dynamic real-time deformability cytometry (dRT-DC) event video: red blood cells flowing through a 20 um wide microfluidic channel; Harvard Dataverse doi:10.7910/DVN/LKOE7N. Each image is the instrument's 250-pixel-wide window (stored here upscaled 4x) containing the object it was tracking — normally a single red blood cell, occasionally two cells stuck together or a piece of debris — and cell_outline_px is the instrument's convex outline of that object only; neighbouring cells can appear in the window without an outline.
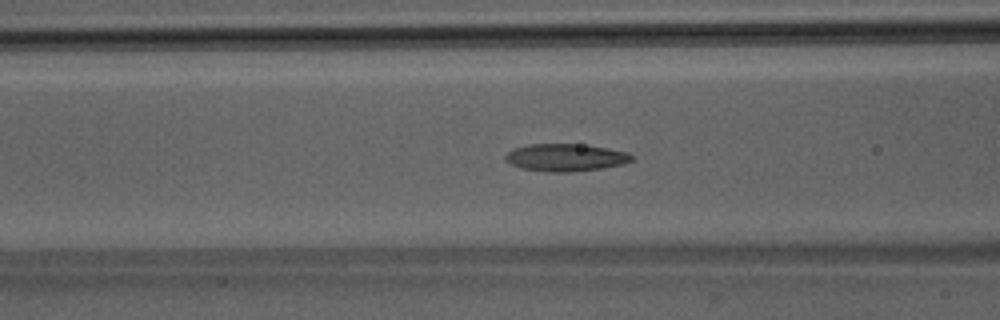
{"species": "Egyptian fruit bat (a non-hibernating species)", "species_latin": "Rousettus aegyptiacus", "temperature_condition": "room temperature", "stored_images_in_passage": 50, "camera_frame_rate_fps": 3000, "um_per_image_px": 0.085, "animal": {"sex": "male"}, "frame": {"image": 1, "passage_image": 20, "time_ms": 6.333, "image_size_px": [1000, 320], "cell_outline_px": [[632, 160], [624, 164], [600, 168], [572, 172], [548, 172], [520, 168], [504, 160], [504, 156], [508, 152], [516, 148], [528, 144], [580, 144], [628, 152], [632, 156]], "centroid_in_image_um": [48.04, 13.39], "position_along_channel_um": 118.6, "area_um2": 20.06}}
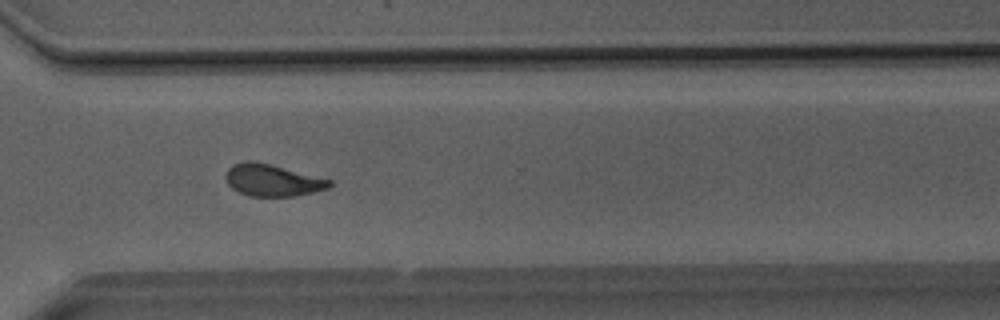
{"frame": {"image": 2, "passage_image": 37, "time_ms": 12.0, "image_size_px": [1000, 320], "cell_outline_px": [[332, 184], [328, 188], [312, 192], [292, 196], [252, 196], [240, 192], [232, 188], [228, 184], [224, 176], [228, 168], [232, 164], [248, 160], [252, 160], [332, 180]], "centroid_in_image_um": [23.11, 15.31], "position_along_channel_um": 347.5, "area_um2": 19.02}}
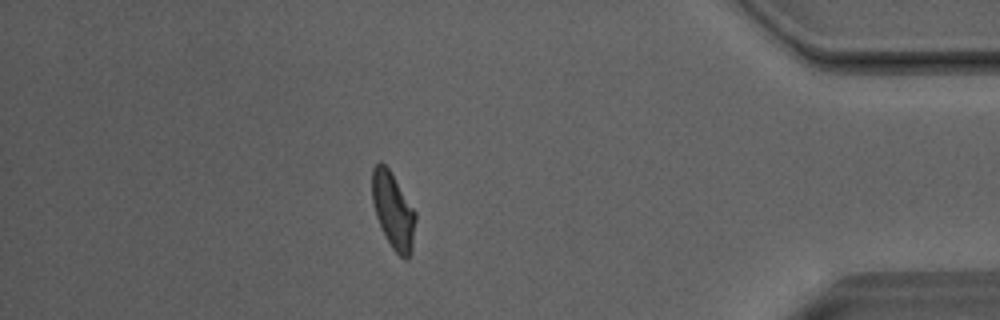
{"frame": {"image": 3, "passage_image": 44, "time_ms": 14.333, "image_size_px": [1000, 320], "cell_outline_px": [[416, 220], [412, 252], [408, 260], [404, 260], [392, 248], [376, 216], [372, 204], [372, 168], [380, 160], [388, 168], [416, 212]], "centroid_in_image_um": [33.43, 17.92], "position_along_channel_um": 401.8, "area_um2": 19.25}, "authors_computed_cell_mechanics": {"area_um2": 19.7965, "velocity_mm_per_s": 4.0454, "shape_relaxation_time_tau1_ms": 9.9583, "shape_relaxation_time_tau2_ms": 1.886, "deformation_change_tau1": 0.2461, "deformation_change_tau2": 0.0894}}